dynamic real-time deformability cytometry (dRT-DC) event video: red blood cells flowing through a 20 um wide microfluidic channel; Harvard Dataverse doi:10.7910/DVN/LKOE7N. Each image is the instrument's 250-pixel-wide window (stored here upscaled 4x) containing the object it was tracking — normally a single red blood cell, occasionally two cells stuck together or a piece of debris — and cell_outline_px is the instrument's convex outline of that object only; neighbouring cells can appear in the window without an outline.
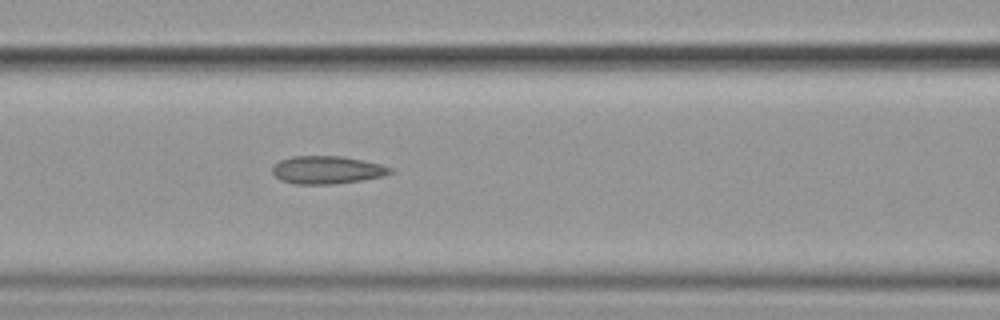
{"species": "common noctule bat (a hibernating species)", "species_latin": "Nyctalus noctula", "temperature_condition": "cold", "stored_images_in_passage": 8, "segment_of_instrument_passage": [1, 2], "camera_frame_rate_fps": 3000, "um_per_image_px": 0.085, "animal": {"sex": "female", "body_mass_g": 19.9}, "frame": {"image": 1, "passage_image": 7, "time_ms": 7.667, "image_size_px": [1000, 320], "cell_outline_px": [[392, 172], [384, 176], [336, 184], [296, 184], [280, 180], [272, 172], [272, 168], [280, 160], [292, 156], [340, 156], [380, 164], [392, 168]], "centroid_in_image_um": [27.78, 14.45], "position_along_channel_um": 138.8, "area_um2": 18.96}}